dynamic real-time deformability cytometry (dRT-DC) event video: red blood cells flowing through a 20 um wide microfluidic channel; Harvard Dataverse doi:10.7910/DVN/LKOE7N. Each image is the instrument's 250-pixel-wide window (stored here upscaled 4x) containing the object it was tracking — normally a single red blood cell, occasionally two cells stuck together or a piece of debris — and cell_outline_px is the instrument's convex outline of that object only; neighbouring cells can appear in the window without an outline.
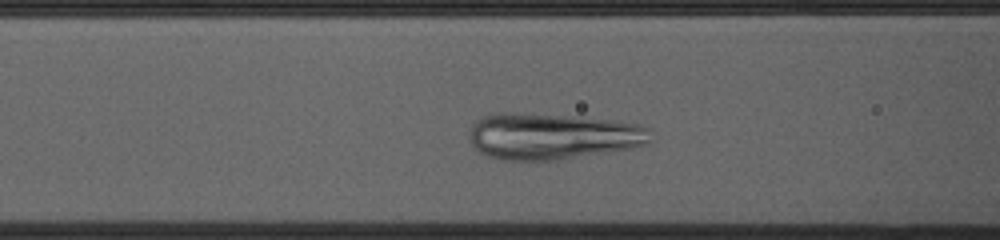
{"species": "common noctule bat (a hibernating species)", "species_latin": "Nyctalus noctula", "temperature_condition": "cold", "stored_images_in_passage": 38, "camera_frame_rate_fps": 3000, "um_per_image_px": 0.085, "animal": {"sex": "female", "body_mass_g": 23.0, "forearm_length_mm": 53.4}, "frame": {"image": 1, "passage_image": 13, "time_ms": 4.0, "image_size_px": [1000, 240], "cell_outline_px": [[652, 140], [648, 144], [632, 148], [560, 160], [504, 160], [488, 156], [480, 152], [472, 144], [468, 136], [472, 124], [476, 120], [484, 116], [496, 112], [512, 112], [564, 116], [608, 120], [640, 124], [652, 128]], "centroid_in_image_um": [46.98, 11.59], "position_along_channel_um": 119.6, "area_um2": 49.19}}
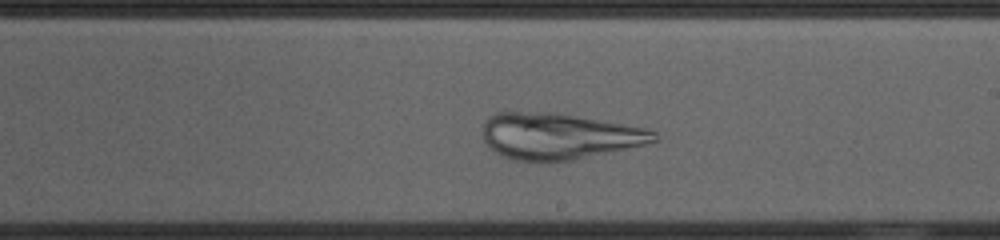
{"frame": {"image": 2, "passage_image": 23, "time_ms": 7.333, "image_size_px": [1000, 240], "cell_outline_px": [[660, 140], [644, 144], [572, 160], [544, 164], [512, 160], [496, 152], [484, 140], [484, 120], [488, 116], [496, 112], [548, 112], [648, 128], [656, 132]], "centroid_in_image_um": [47.47, 11.6], "position_along_channel_um": 241.5, "area_um2": 46.18}}
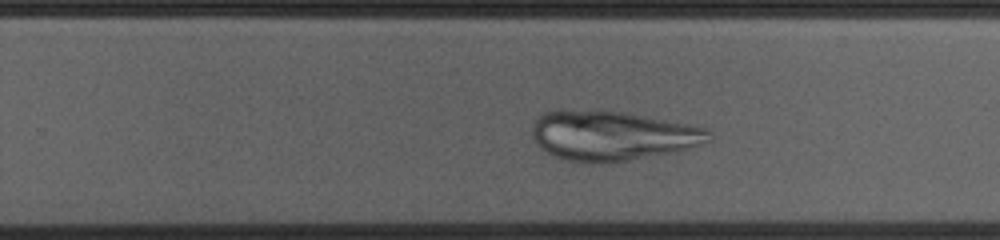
{"frame": {"image": 3, "passage_image": 26, "time_ms": 8.333, "image_size_px": [1000, 240], "cell_outline_px": [[712, 140], [680, 152], [628, 160], [600, 164], [588, 164], [564, 160], [540, 148], [536, 144], [532, 136], [532, 124], [544, 112], [556, 108], [564, 108], [624, 112], [688, 124], [708, 128], [712, 132]], "centroid_in_image_um": [52.03, 11.53], "position_along_channel_um": 277.8, "area_um2": 52.19}}